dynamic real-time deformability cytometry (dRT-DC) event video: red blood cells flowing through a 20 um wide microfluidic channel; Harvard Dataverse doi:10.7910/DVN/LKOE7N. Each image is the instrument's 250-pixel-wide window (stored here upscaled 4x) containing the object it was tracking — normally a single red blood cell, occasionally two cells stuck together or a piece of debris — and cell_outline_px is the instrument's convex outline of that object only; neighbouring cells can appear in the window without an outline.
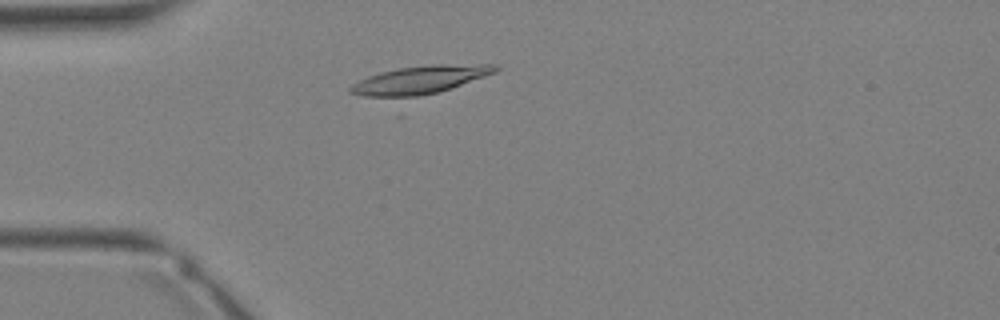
{"species": "Egyptian fruit bat (a non-hibernating species)", "species_latin": "Rousettus aegyptiacus", "temperature_condition": "warm", "stored_images_in_passage": 31, "camera_frame_rate_fps": 3000, "um_per_image_px": 0.085, "animal": {"sex": "female"}, "frame": {"image": 1, "passage_image": 6, "time_ms": 1.667, "image_size_px": [1000, 320], "cell_outline_px": [[500, 68], [496, 72], [452, 88], [420, 96], [400, 100], [396, 100], [364, 96], [348, 92], [348, 88], [352, 84], [368, 76], [380, 72], [400, 68], [432, 64], [496, 64]], "centroid_in_image_um": [35.65, 6.82], "position_along_channel_um": 49.4, "area_um2": 24.28}}
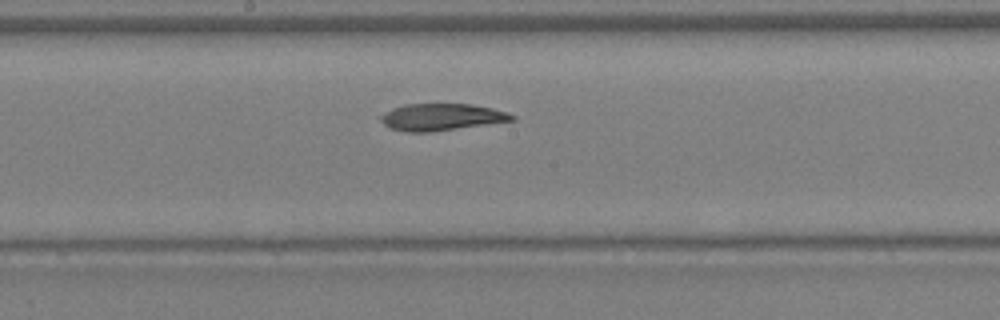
{"frame": {"image": 2, "passage_image": 15, "time_ms": 4.667, "image_size_px": [1000, 320], "cell_outline_px": [[516, 120], [432, 132], [404, 132], [388, 128], [380, 120], [380, 116], [384, 112], [392, 108], [404, 104], [472, 104], [492, 108], [508, 112], [516, 116]], "centroid_in_image_um": [37.51, 9.95], "position_along_channel_um": 210.7, "area_um2": 20.81}}
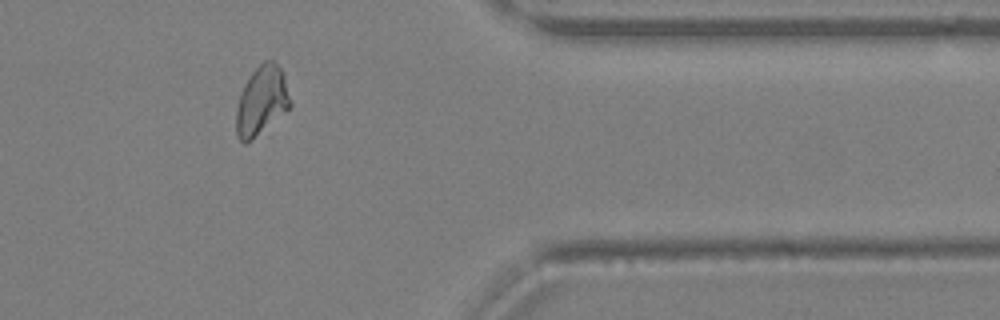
{"frame": {"image": 3, "passage_image": 25, "time_ms": 8.0, "image_size_px": [1000, 320], "cell_outline_px": [[292, 104], [288, 108], [252, 140], [244, 144], [236, 136], [236, 108], [240, 92], [244, 84], [252, 72], [264, 60], [272, 60], [280, 68]], "centroid_in_image_um": [22.19, 8.58], "position_along_channel_um": 389.2, "area_um2": 21.33}}